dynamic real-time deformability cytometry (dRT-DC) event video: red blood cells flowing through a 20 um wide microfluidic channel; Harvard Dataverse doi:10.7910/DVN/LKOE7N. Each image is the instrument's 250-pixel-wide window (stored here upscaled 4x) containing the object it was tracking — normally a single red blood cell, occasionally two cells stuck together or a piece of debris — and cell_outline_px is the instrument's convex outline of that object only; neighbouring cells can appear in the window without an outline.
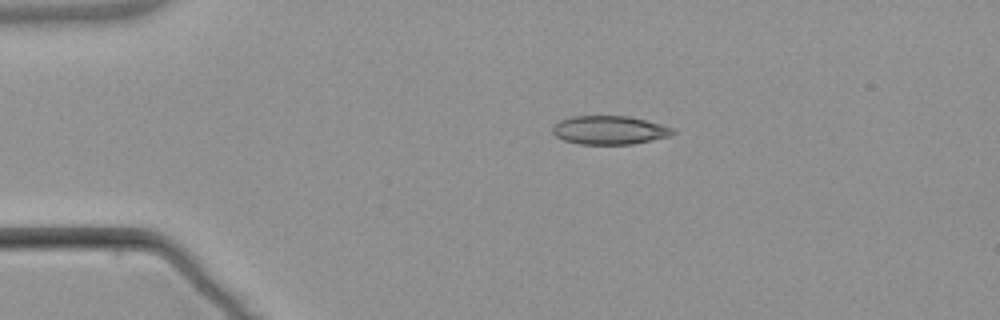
{"species": "common noctule bat (a hibernating species)", "species_latin": "Nyctalus noctula", "temperature_condition": "warm", "stored_images_in_passage": 2, "camera_frame_rate_fps": 3000, "um_per_image_px": 0.085, "animal": {"sex": "male", "body_mass_g": 21.5, "forearm_length_mm": 52.0}, "frame": {"image": 1, "passage_image": 2, "time_ms": 1.333, "image_size_px": [1000, 320], "cell_outline_px": [[676, 132], [672, 136], [632, 144], [580, 144], [564, 140], [556, 136], [552, 132], [552, 124], [560, 120], [572, 116], [628, 116], [660, 124], [672, 128]], "centroid_in_image_um": [51.78, 11.06], "position_along_channel_um": 33.2, "area_um2": 20.06}}